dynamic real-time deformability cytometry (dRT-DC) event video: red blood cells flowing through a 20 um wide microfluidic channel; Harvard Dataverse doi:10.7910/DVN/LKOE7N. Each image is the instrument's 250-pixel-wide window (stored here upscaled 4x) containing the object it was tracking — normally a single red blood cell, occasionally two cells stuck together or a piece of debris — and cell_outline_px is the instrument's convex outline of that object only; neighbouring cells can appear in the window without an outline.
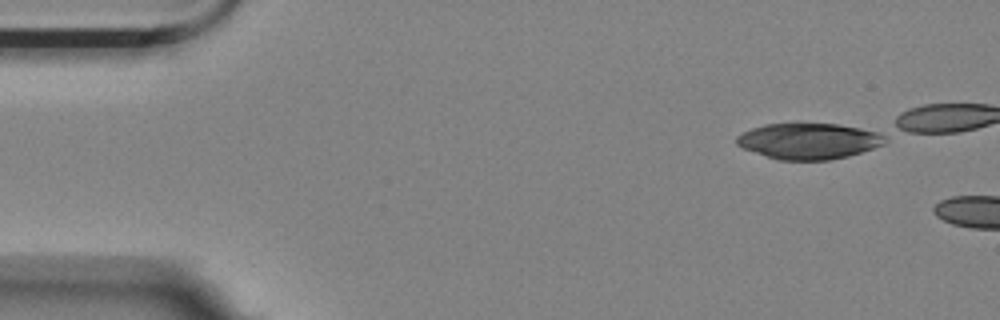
{"species": "Egyptian fruit bat (a non-hibernating species)", "species_latin": "Rousettus aegyptiacus", "temperature_condition": "room temperature", "stored_images_in_passage": 7, "camera_frame_rate_fps": 3000, "um_per_image_px": 0.085, "animal": {"sex": "female"}, "frame": {"image": 1, "passage_image": 1, "time_ms": 0.0, "image_size_px": [1000, 320], "cell_outline_px": [[884, 144], [848, 156], [828, 160], [780, 160], [744, 148], [736, 144], [736, 136], [752, 128], [764, 124], [840, 124], [880, 132], [884, 136]], "centroid_in_image_um": [68.75, 11.98], "position_along_channel_um": 16.3, "area_um2": 30.69}}